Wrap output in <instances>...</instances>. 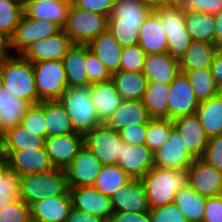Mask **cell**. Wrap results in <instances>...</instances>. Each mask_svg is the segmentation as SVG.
Wrapping results in <instances>:
<instances>
[{"instance_id": "cell-1", "label": "cell", "mask_w": 222, "mask_h": 222, "mask_svg": "<svg viewBox=\"0 0 222 222\" xmlns=\"http://www.w3.org/2000/svg\"><path fill=\"white\" fill-rule=\"evenodd\" d=\"M150 208L173 203L180 188L188 185L185 169H163L152 167L142 178Z\"/></svg>"}, {"instance_id": "cell-2", "label": "cell", "mask_w": 222, "mask_h": 222, "mask_svg": "<svg viewBox=\"0 0 222 222\" xmlns=\"http://www.w3.org/2000/svg\"><path fill=\"white\" fill-rule=\"evenodd\" d=\"M20 199L31 206L43 198L62 196L69 191L66 171L53 168L49 172L20 177Z\"/></svg>"}, {"instance_id": "cell-3", "label": "cell", "mask_w": 222, "mask_h": 222, "mask_svg": "<svg viewBox=\"0 0 222 222\" xmlns=\"http://www.w3.org/2000/svg\"><path fill=\"white\" fill-rule=\"evenodd\" d=\"M58 100L68 113L75 132L85 135L102 123L92 103L90 85L69 87Z\"/></svg>"}, {"instance_id": "cell-4", "label": "cell", "mask_w": 222, "mask_h": 222, "mask_svg": "<svg viewBox=\"0 0 222 222\" xmlns=\"http://www.w3.org/2000/svg\"><path fill=\"white\" fill-rule=\"evenodd\" d=\"M2 85L12 94L27 101L30 105L41 102L38 98L32 62L20 55L3 59Z\"/></svg>"}, {"instance_id": "cell-5", "label": "cell", "mask_w": 222, "mask_h": 222, "mask_svg": "<svg viewBox=\"0 0 222 222\" xmlns=\"http://www.w3.org/2000/svg\"><path fill=\"white\" fill-rule=\"evenodd\" d=\"M108 28V18L71 5L63 28L73 44L88 45Z\"/></svg>"}, {"instance_id": "cell-6", "label": "cell", "mask_w": 222, "mask_h": 222, "mask_svg": "<svg viewBox=\"0 0 222 222\" xmlns=\"http://www.w3.org/2000/svg\"><path fill=\"white\" fill-rule=\"evenodd\" d=\"M158 15L167 35V53L174 59L181 60L190 46L191 38L185 26V15L173 5L153 8Z\"/></svg>"}, {"instance_id": "cell-7", "label": "cell", "mask_w": 222, "mask_h": 222, "mask_svg": "<svg viewBox=\"0 0 222 222\" xmlns=\"http://www.w3.org/2000/svg\"><path fill=\"white\" fill-rule=\"evenodd\" d=\"M40 101L58 100L68 88L62 60L32 63Z\"/></svg>"}, {"instance_id": "cell-8", "label": "cell", "mask_w": 222, "mask_h": 222, "mask_svg": "<svg viewBox=\"0 0 222 222\" xmlns=\"http://www.w3.org/2000/svg\"><path fill=\"white\" fill-rule=\"evenodd\" d=\"M84 145L103 164H117L121 157V138L119 132L105 122L94 127L84 135Z\"/></svg>"}, {"instance_id": "cell-9", "label": "cell", "mask_w": 222, "mask_h": 222, "mask_svg": "<svg viewBox=\"0 0 222 222\" xmlns=\"http://www.w3.org/2000/svg\"><path fill=\"white\" fill-rule=\"evenodd\" d=\"M103 164L83 145L65 168L69 188L93 186Z\"/></svg>"}, {"instance_id": "cell-10", "label": "cell", "mask_w": 222, "mask_h": 222, "mask_svg": "<svg viewBox=\"0 0 222 222\" xmlns=\"http://www.w3.org/2000/svg\"><path fill=\"white\" fill-rule=\"evenodd\" d=\"M199 101L196 99L193 88L184 72L178 74L170 83L168 93V119L196 114Z\"/></svg>"}, {"instance_id": "cell-11", "label": "cell", "mask_w": 222, "mask_h": 222, "mask_svg": "<svg viewBox=\"0 0 222 222\" xmlns=\"http://www.w3.org/2000/svg\"><path fill=\"white\" fill-rule=\"evenodd\" d=\"M61 30L62 28L52 21L31 19L23 14L11 37V48L19 55L33 42L53 36Z\"/></svg>"}, {"instance_id": "cell-12", "label": "cell", "mask_w": 222, "mask_h": 222, "mask_svg": "<svg viewBox=\"0 0 222 222\" xmlns=\"http://www.w3.org/2000/svg\"><path fill=\"white\" fill-rule=\"evenodd\" d=\"M72 45L73 42L62 29L53 36L33 42L19 55L32 63L62 60Z\"/></svg>"}, {"instance_id": "cell-13", "label": "cell", "mask_w": 222, "mask_h": 222, "mask_svg": "<svg viewBox=\"0 0 222 222\" xmlns=\"http://www.w3.org/2000/svg\"><path fill=\"white\" fill-rule=\"evenodd\" d=\"M188 185L204 197L222 195V172L207 164L201 158H195L187 170Z\"/></svg>"}, {"instance_id": "cell-14", "label": "cell", "mask_w": 222, "mask_h": 222, "mask_svg": "<svg viewBox=\"0 0 222 222\" xmlns=\"http://www.w3.org/2000/svg\"><path fill=\"white\" fill-rule=\"evenodd\" d=\"M194 159L179 133L173 129L168 140L154 152V167L188 170Z\"/></svg>"}, {"instance_id": "cell-15", "label": "cell", "mask_w": 222, "mask_h": 222, "mask_svg": "<svg viewBox=\"0 0 222 222\" xmlns=\"http://www.w3.org/2000/svg\"><path fill=\"white\" fill-rule=\"evenodd\" d=\"M84 145V135L74 132L45 138V150L54 168L65 169Z\"/></svg>"}, {"instance_id": "cell-16", "label": "cell", "mask_w": 222, "mask_h": 222, "mask_svg": "<svg viewBox=\"0 0 222 222\" xmlns=\"http://www.w3.org/2000/svg\"><path fill=\"white\" fill-rule=\"evenodd\" d=\"M2 152L8 157L10 170L14 171L19 177L49 172L54 168L45 149Z\"/></svg>"}, {"instance_id": "cell-17", "label": "cell", "mask_w": 222, "mask_h": 222, "mask_svg": "<svg viewBox=\"0 0 222 222\" xmlns=\"http://www.w3.org/2000/svg\"><path fill=\"white\" fill-rule=\"evenodd\" d=\"M72 207L101 217L108 222L113 213L110 197L93 186L69 188Z\"/></svg>"}, {"instance_id": "cell-18", "label": "cell", "mask_w": 222, "mask_h": 222, "mask_svg": "<svg viewBox=\"0 0 222 222\" xmlns=\"http://www.w3.org/2000/svg\"><path fill=\"white\" fill-rule=\"evenodd\" d=\"M113 212L142 213L150 211L141 179H131L110 197Z\"/></svg>"}, {"instance_id": "cell-19", "label": "cell", "mask_w": 222, "mask_h": 222, "mask_svg": "<svg viewBox=\"0 0 222 222\" xmlns=\"http://www.w3.org/2000/svg\"><path fill=\"white\" fill-rule=\"evenodd\" d=\"M117 165L132 179H141L154 167V153L145 145H128L121 140Z\"/></svg>"}, {"instance_id": "cell-20", "label": "cell", "mask_w": 222, "mask_h": 222, "mask_svg": "<svg viewBox=\"0 0 222 222\" xmlns=\"http://www.w3.org/2000/svg\"><path fill=\"white\" fill-rule=\"evenodd\" d=\"M174 129L181 136L187 150L195 157L201 158L204 154L209 137L201 126L196 114L179 117L173 120Z\"/></svg>"}, {"instance_id": "cell-21", "label": "cell", "mask_w": 222, "mask_h": 222, "mask_svg": "<svg viewBox=\"0 0 222 222\" xmlns=\"http://www.w3.org/2000/svg\"><path fill=\"white\" fill-rule=\"evenodd\" d=\"M142 73L148 83L170 84L181 73L180 61L167 52L146 55Z\"/></svg>"}, {"instance_id": "cell-22", "label": "cell", "mask_w": 222, "mask_h": 222, "mask_svg": "<svg viewBox=\"0 0 222 222\" xmlns=\"http://www.w3.org/2000/svg\"><path fill=\"white\" fill-rule=\"evenodd\" d=\"M72 207L69 191L62 196H52L30 206V219L35 222H66Z\"/></svg>"}, {"instance_id": "cell-23", "label": "cell", "mask_w": 222, "mask_h": 222, "mask_svg": "<svg viewBox=\"0 0 222 222\" xmlns=\"http://www.w3.org/2000/svg\"><path fill=\"white\" fill-rule=\"evenodd\" d=\"M71 5L72 0L26 1L24 14L31 19L52 21L63 29Z\"/></svg>"}, {"instance_id": "cell-24", "label": "cell", "mask_w": 222, "mask_h": 222, "mask_svg": "<svg viewBox=\"0 0 222 222\" xmlns=\"http://www.w3.org/2000/svg\"><path fill=\"white\" fill-rule=\"evenodd\" d=\"M167 35L158 15L152 11L139 30V45L146 53L161 54L167 52Z\"/></svg>"}, {"instance_id": "cell-25", "label": "cell", "mask_w": 222, "mask_h": 222, "mask_svg": "<svg viewBox=\"0 0 222 222\" xmlns=\"http://www.w3.org/2000/svg\"><path fill=\"white\" fill-rule=\"evenodd\" d=\"M150 119L142 100H123L105 123L119 132L129 125L147 124Z\"/></svg>"}, {"instance_id": "cell-26", "label": "cell", "mask_w": 222, "mask_h": 222, "mask_svg": "<svg viewBox=\"0 0 222 222\" xmlns=\"http://www.w3.org/2000/svg\"><path fill=\"white\" fill-rule=\"evenodd\" d=\"M91 99L101 122H105L123 101L112 80L90 85Z\"/></svg>"}, {"instance_id": "cell-27", "label": "cell", "mask_w": 222, "mask_h": 222, "mask_svg": "<svg viewBox=\"0 0 222 222\" xmlns=\"http://www.w3.org/2000/svg\"><path fill=\"white\" fill-rule=\"evenodd\" d=\"M31 105L3 85L0 86V136L8 129L21 123L23 116Z\"/></svg>"}, {"instance_id": "cell-28", "label": "cell", "mask_w": 222, "mask_h": 222, "mask_svg": "<svg viewBox=\"0 0 222 222\" xmlns=\"http://www.w3.org/2000/svg\"><path fill=\"white\" fill-rule=\"evenodd\" d=\"M88 45L90 51L103 63L111 75L120 70L123 48L108 30L101 33Z\"/></svg>"}, {"instance_id": "cell-29", "label": "cell", "mask_w": 222, "mask_h": 222, "mask_svg": "<svg viewBox=\"0 0 222 222\" xmlns=\"http://www.w3.org/2000/svg\"><path fill=\"white\" fill-rule=\"evenodd\" d=\"M69 87L89 86L86 72V45L73 44L62 59Z\"/></svg>"}, {"instance_id": "cell-30", "label": "cell", "mask_w": 222, "mask_h": 222, "mask_svg": "<svg viewBox=\"0 0 222 222\" xmlns=\"http://www.w3.org/2000/svg\"><path fill=\"white\" fill-rule=\"evenodd\" d=\"M0 149L1 151L45 149V138L18 124L0 136Z\"/></svg>"}, {"instance_id": "cell-31", "label": "cell", "mask_w": 222, "mask_h": 222, "mask_svg": "<svg viewBox=\"0 0 222 222\" xmlns=\"http://www.w3.org/2000/svg\"><path fill=\"white\" fill-rule=\"evenodd\" d=\"M153 8L139 0H113L108 23L143 24Z\"/></svg>"}, {"instance_id": "cell-32", "label": "cell", "mask_w": 222, "mask_h": 222, "mask_svg": "<svg viewBox=\"0 0 222 222\" xmlns=\"http://www.w3.org/2000/svg\"><path fill=\"white\" fill-rule=\"evenodd\" d=\"M218 51L219 47L216 44L191 41L189 48L180 60L181 71L210 68Z\"/></svg>"}, {"instance_id": "cell-33", "label": "cell", "mask_w": 222, "mask_h": 222, "mask_svg": "<svg viewBox=\"0 0 222 222\" xmlns=\"http://www.w3.org/2000/svg\"><path fill=\"white\" fill-rule=\"evenodd\" d=\"M111 80L122 100H142L148 85V80L142 72L119 70L112 74Z\"/></svg>"}, {"instance_id": "cell-34", "label": "cell", "mask_w": 222, "mask_h": 222, "mask_svg": "<svg viewBox=\"0 0 222 222\" xmlns=\"http://www.w3.org/2000/svg\"><path fill=\"white\" fill-rule=\"evenodd\" d=\"M196 115L209 138L222 134V92L199 102Z\"/></svg>"}, {"instance_id": "cell-35", "label": "cell", "mask_w": 222, "mask_h": 222, "mask_svg": "<svg viewBox=\"0 0 222 222\" xmlns=\"http://www.w3.org/2000/svg\"><path fill=\"white\" fill-rule=\"evenodd\" d=\"M47 137L74 133L68 113L59 100L44 101Z\"/></svg>"}, {"instance_id": "cell-36", "label": "cell", "mask_w": 222, "mask_h": 222, "mask_svg": "<svg viewBox=\"0 0 222 222\" xmlns=\"http://www.w3.org/2000/svg\"><path fill=\"white\" fill-rule=\"evenodd\" d=\"M170 84L148 83L142 102L151 119H168Z\"/></svg>"}, {"instance_id": "cell-37", "label": "cell", "mask_w": 222, "mask_h": 222, "mask_svg": "<svg viewBox=\"0 0 222 222\" xmlns=\"http://www.w3.org/2000/svg\"><path fill=\"white\" fill-rule=\"evenodd\" d=\"M185 26L191 41L215 44V18L213 14L196 11L185 14Z\"/></svg>"}, {"instance_id": "cell-38", "label": "cell", "mask_w": 222, "mask_h": 222, "mask_svg": "<svg viewBox=\"0 0 222 222\" xmlns=\"http://www.w3.org/2000/svg\"><path fill=\"white\" fill-rule=\"evenodd\" d=\"M205 202L206 197L195 192L189 185L180 188L174 200L188 222H202Z\"/></svg>"}, {"instance_id": "cell-39", "label": "cell", "mask_w": 222, "mask_h": 222, "mask_svg": "<svg viewBox=\"0 0 222 222\" xmlns=\"http://www.w3.org/2000/svg\"><path fill=\"white\" fill-rule=\"evenodd\" d=\"M131 179L117 164H107L102 166L93 187L111 197Z\"/></svg>"}, {"instance_id": "cell-40", "label": "cell", "mask_w": 222, "mask_h": 222, "mask_svg": "<svg viewBox=\"0 0 222 222\" xmlns=\"http://www.w3.org/2000/svg\"><path fill=\"white\" fill-rule=\"evenodd\" d=\"M181 72L186 74L199 102L208 100L220 93L210 68Z\"/></svg>"}, {"instance_id": "cell-41", "label": "cell", "mask_w": 222, "mask_h": 222, "mask_svg": "<svg viewBox=\"0 0 222 222\" xmlns=\"http://www.w3.org/2000/svg\"><path fill=\"white\" fill-rule=\"evenodd\" d=\"M173 129L174 124L170 119H150L147 123L145 145L154 153L168 140Z\"/></svg>"}, {"instance_id": "cell-42", "label": "cell", "mask_w": 222, "mask_h": 222, "mask_svg": "<svg viewBox=\"0 0 222 222\" xmlns=\"http://www.w3.org/2000/svg\"><path fill=\"white\" fill-rule=\"evenodd\" d=\"M24 14V5L17 0H0V29L10 37Z\"/></svg>"}, {"instance_id": "cell-43", "label": "cell", "mask_w": 222, "mask_h": 222, "mask_svg": "<svg viewBox=\"0 0 222 222\" xmlns=\"http://www.w3.org/2000/svg\"><path fill=\"white\" fill-rule=\"evenodd\" d=\"M142 24L108 23L107 30L122 48L139 43V30Z\"/></svg>"}, {"instance_id": "cell-44", "label": "cell", "mask_w": 222, "mask_h": 222, "mask_svg": "<svg viewBox=\"0 0 222 222\" xmlns=\"http://www.w3.org/2000/svg\"><path fill=\"white\" fill-rule=\"evenodd\" d=\"M21 125L34 132L37 136L46 138V124L44 116V101L31 105L21 120Z\"/></svg>"}, {"instance_id": "cell-45", "label": "cell", "mask_w": 222, "mask_h": 222, "mask_svg": "<svg viewBox=\"0 0 222 222\" xmlns=\"http://www.w3.org/2000/svg\"><path fill=\"white\" fill-rule=\"evenodd\" d=\"M20 177L9 170L0 180V210L20 199Z\"/></svg>"}, {"instance_id": "cell-46", "label": "cell", "mask_w": 222, "mask_h": 222, "mask_svg": "<svg viewBox=\"0 0 222 222\" xmlns=\"http://www.w3.org/2000/svg\"><path fill=\"white\" fill-rule=\"evenodd\" d=\"M173 6L184 15L194 11L215 15L222 10V0H176Z\"/></svg>"}, {"instance_id": "cell-47", "label": "cell", "mask_w": 222, "mask_h": 222, "mask_svg": "<svg viewBox=\"0 0 222 222\" xmlns=\"http://www.w3.org/2000/svg\"><path fill=\"white\" fill-rule=\"evenodd\" d=\"M146 53L140 45L123 48L120 60V70L129 72H142Z\"/></svg>"}, {"instance_id": "cell-48", "label": "cell", "mask_w": 222, "mask_h": 222, "mask_svg": "<svg viewBox=\"0 0 222 222\" xmlns=\"http://www.w3.org/2000/svg\"><path fill=\"white\" fill-rule=\"evenodd\" d=\"M86 72L89 85L109 81L112 76L103 63L90 51L89 45H86Z\"/></svg>"}, {"instance_id": "cell-49", "label": "cell", "mask_w": 222, "mask_h": 222, "mask_svg": "<svg viewBox=\"0 0 222 222\" xmlns=\"http://www.w3.org/2000/svg\"><path fill=\"white\" fill-rule=\"evenodd\" d=\"M30 219V206L18 199L0 210V222H28Z\"/></svg>"}, {"instance_id": "cell-50", "label": "cell", "mask_w": 222, "mask_h": 222, "mask_svg": "<svg viewBox=\"0 0 222 222\" xmlns=\"http://www.w3.org/2000/svg\"><path fill=\"white\" fill-rule=\"evenodd\" d=\"M149 212L151 222H188L185 215L174 202L150 208Z\"/></svg>"}, {"instance_id": "cell-51", "label": "cell", "mask_w": 222, "mask_h": 222, "mask_svg": "<svg viewBox=\"0 0 222 222\" xmlns=\"http://www.w3.org/2000/svg\"><path fill=\"white\" fill-rule=\"evenodd\" d=\"M201 159L222 172V134L209 138Z\"/></svg>"}, {"instance_id": "cell-52", "label": "cell", "mask_w": 222, "mask_h": 222, "mask_svg": "<svg viewBox=\"0 0 222 222\" xmlns=\"http://www.w3.org/2000/svg\"><path fill=\"white\" fill-rule=\"evenodd\" d=\"M72 5L109 18L112 12L113 0H72Z\"/></svg>"}, {"instance_id": "cell-53", "label": "cell", "mask_w": 222, "mask_h": 222, "mask_svg": "<svg viewBox=\"0 0 222 222\" xmlns=\"http://www.w3.org/2000/svg\"><path fill=\"white\" fill-rule=\"evenodd\" d=\"M146 132L147 124H136L123 128L119 134L121 140L128 145H142L145 144Z\"/></svg>"}, {"instance_id": "cell-54", "label": "cell", "mask_w": 222, "mask_h": 222, "mask_svg": "<svg viewBox=\"0 0 222 222\" xmlns=\"http://www.w3.org/2000/svg\"><path fill=\"white\" fill-rule=\"evenodd\" d=\"M202 222H222V195L206 197Z\"/></svg>"}, {"instance_id": "cell-55", "label": "cell", "mask_w": 222, "mask_h": 222, "mask_svg": "<svg viewBox=\"0 0 222 222\" xmlns=\"http://www.w3.org/2000/svg\"><path fill=\"white\" fill-rule=\"evenodd\" d=\"M108 222H151L150 212H113Z\"/></svg>"}, {"instance_id": "cell-56", "label": "cell", "mask_w": 222, "mask_h": 222, "mask_svg": "<svg viewBox=\"0 0 222 222\" xmlns=\"http://www.w3.org/2000/svg\"><path fill=\"white\" fill-rule=\"evenodd\" d=\"M66 222H105L101 217L71 207Z\"/></svg>"}, {"instance_id": "cell-57", "label": "cell", "mask_w": 222, "mask_h": 222, "mask_svg": "<svg viewBox=\"0 0 222 222\" xmlns=\"http://www.w3.org/2000/svg\"><path fill=\"white\" fill-rule=\"evenodd\" d=\"M210 69L217 88L222 92V52L220 50L215 54Z\"/></svg>"}, {"instance_id": "cell-58", "label": "cell", "mask_w": 222, "mask_h": 222, "mask_svg": "<svg viewBox=\"0 0 222 222\" xmlns=\"http://www.w3.org/2000/svg\"><path fill=\"white\" fill-rule=\"evenodd\" d=\"M10 49L12 50L11 37L0 29V58L4 59L14 56L13 54H7L10 53Z\"/></svg>"}, {"instance_id": "cell-59", "label": "cell", "mask_w": 222, "mask_h": 222, "mask_svg": "<svg viewBox=\"0 0 222 222\" xmlns=\"http://www.w3.org/2000/svg\"><path fill=\"white\" fill-rule=\"evenodd\" d=\"M215 18V44L222 46V10L214 15Z\"/></svg>"}, {"instance_id": "cell-60", "label": "cell", "mask_w": 222, "mask_h": 222, "mask_svg": "<svg viewBox=\"0 0 222 222\" xmlns=\"http://www.w3.org/2000/svg\"><path fill=\"white\" fill-rule=\"evenodd\" d=\"M9 170L8 157L0 149V180Z\"/></svg>"}, {"instance_id": "cell-61", "label": "cell", "mask_w": 222, "mask_h": 222, "mask_svg": "<svg viewBox=\"0 0 222 222\" xmlns=\"http://www.w3.org/2000/svg\"><path fill=\"white\" fill-rule=\"evenodd\" d=\"M139 1L146 3L151 8H156L160 6V0H139Z\"/></svg>"}, {"instance_id": "cell-62", "label": "cell", "mask_w": 222, "mask_h": 222, "mask_svg": "<svg viewBox=\"0 0 222 222\" xmlns=\"http://www.w3.org/2000/svg\"><path fill=\"white\" fill-rule=\"evenodd\" d=\"M3 82V59L0 58V86Z\"/></svg>"}, {"instance_id": "cell-63", "label": "cell", "mask_w": 222, "mask_h": 222, "mask_svg": "<svg viewBox=\"0 0 222 222\" xmlns=\"http://www.w3.org/2000/svg\"><path fill=\"white\" fill-rule=\"evenodd\" d=\"M176 0H160V6L162 5H173Z\"/></svg>"}, {"instance_id": "cell-64", "label": "cell", "mask_w": 222, "mask_h": 222, "mask_svg": "<svg viewBox=\"0 0 222 222\" xmlns=\"http://www.w3.org/2000/svg\"><path fill=\"white\" fill-rule=\"evenodd\" d=\"M27 1H43V2H51V1H56V0H27Z\"/></svg>"}, {"instance_id": "cell-65", "label": "cell", "mask_w": 222, "mask_h": 222, "mask_svg": "<svg viewBox=\"0 0 222 222\" xmlns=\"http://www.w3.org/2000/svg\"><path fill=\"white\" fill-rule=\"evenodd\" d=\"M17 1H18L19 3H21V4L24 5V4L26 3L27 0H17Z\"/></svg>"}]
</instances>
